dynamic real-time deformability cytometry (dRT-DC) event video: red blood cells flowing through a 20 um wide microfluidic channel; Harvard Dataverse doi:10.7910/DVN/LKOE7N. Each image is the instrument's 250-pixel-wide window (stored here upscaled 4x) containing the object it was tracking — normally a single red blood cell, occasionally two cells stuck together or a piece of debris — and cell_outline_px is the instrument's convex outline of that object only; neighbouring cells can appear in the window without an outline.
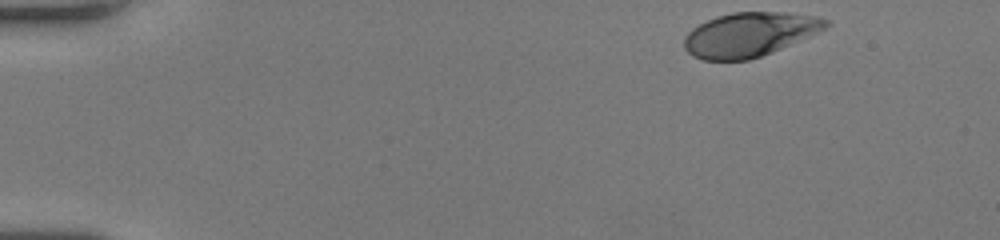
{"species": "human", "species_latin": "Homo sapiens", "temperature_condition": "room temperature", "stored_images_in_passage": 47, "camera_frame_rate_fps": 3000, "um_per_image_px": 0.085, "donor": {"sex": "female"}, "frame": {"image": 1, "passage_image": 1, "time_ms": 0.0, "image_size_px": [1000, 240], "cell_outline_px": [[828, 24], [824, 28], [808, 36], [772, 52], [748, 60], [704, 60], [692, 56], [684, 48], [684, 36], [692, 28], [716, 16], [732, 12], [784, 12], [816, 16], [828, 20]], "centroid_in_image_um": [63.65, 2.93], "position_along_channel_um": 21.3, "area_um2": 36.13}}
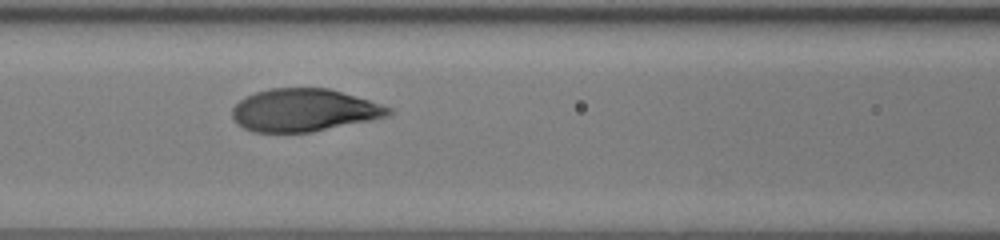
{"frame": {"image": 2, "passage_image": 19, "time_ms": 6.0, "image_size_px": [1000, 240], "cell_outline_px": [[392, 112], [384, 116], [368, 120], [312, 132], [252, 132], [244, 128], [232, 116], [232, 108], [244, 96], [268, 88], [328, 88], [368, 100], [392, 108]], "centroid_in_image_um": [25.78, 9.36], "position_along_channel_um": 140.8, "area_um2": 38.38}}
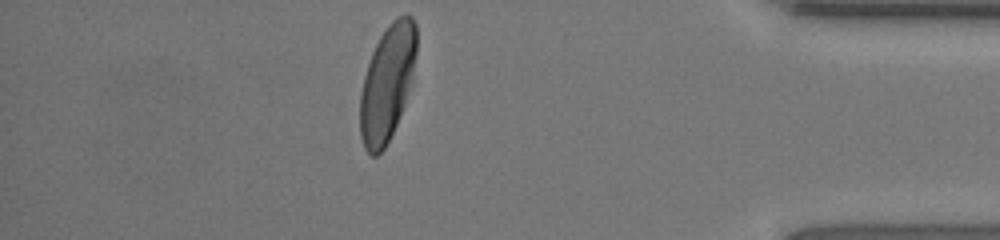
{"frame": {"image": 3, "passage_image": 41, "time_ms": 13.333, "image_size_px": [1000, 240], "cell_outline_px": [[416, 52], [412, 80], [404, 104], [396, 124], [384, 148], [376, 156], [372, 156], [364, 148], [360, 136], [360, 96], [364, 76], [372, 52], [380, 36], [388, 24], [396, 16], [408, 12], [412, 16], [416, 24]], "centroid_in_image_um": [32.92, 7.01], "position_along_channel_um": 402.3, "area_um2": 37.97}, "authors_computed_cell_mechanics": {"area_um2": 39.593, "velocity_mm_per_s": 4.0213, "shape_relaxation_time_tau1_ms": 2.6915, "shape_relaxation_time_tau2_ms": null, "deformation_change_tau1": 0.1622, "deformation_change_tau2": null}}